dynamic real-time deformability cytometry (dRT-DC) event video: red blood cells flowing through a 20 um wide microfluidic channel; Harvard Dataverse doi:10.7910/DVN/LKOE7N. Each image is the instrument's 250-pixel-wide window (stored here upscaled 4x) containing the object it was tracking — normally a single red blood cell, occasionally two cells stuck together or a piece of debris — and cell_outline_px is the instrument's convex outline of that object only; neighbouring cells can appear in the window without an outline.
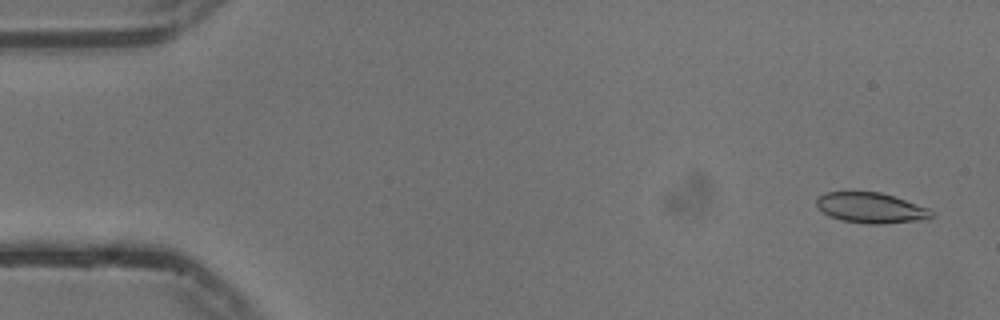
{"species": "common noctule bat (a hibernating species)", "species_latin": "Nyctalus noctula", "temperature_condition": "cold", "stored_images_in_passage": 55, "camera_frame_rate_fps": 3000, "um_per_image_px": 0.085, "animal": {"sex": "male", "body_mass_g": 13.3}, "frame": {"image": 1, "passage_image": 3, "time_ms": 0.667, "image_size_px": [1000, 320], "cell_outline_px": [[932, 216], [928, 220], [884, 224], [868, 224], [840, 220], [828, 216], [816, 204], [816, 200], [824, 192], [880, 192], [928, 208], [932, 212]], "centroid_in_image_um": [74.03, 17.69], "position_along_channel_um": 11.0, "area_um2": 20.35}}
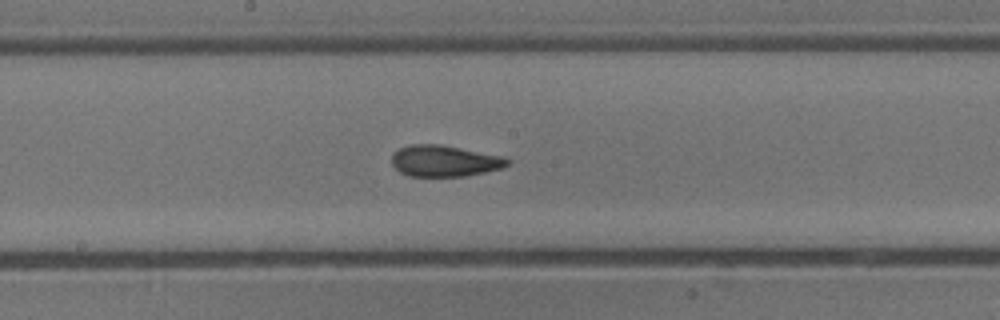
{"frame": {"image": 2, "passage_image": 29, "time_ms": 9.333, "image_size_px": [1000, 320], "cell_outline_px": [[512, 160], [504, 168], [464, 176], [408, 176], [400, 172], [392, 164], [392, 152], [400, 148], [412, 144], [440, 144], [508, 156]], "centroid_in_image_um": [37.84, 13.67], "position_along_channel_um": 210.4, "area_um2": 21.44}}
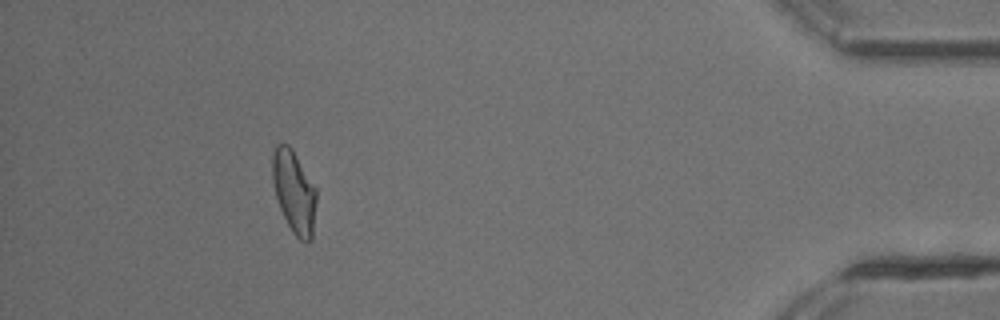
{"frame": {"image": 3, "passage_image": 50, "time_ms": 16.333, "image_size_px": [1000, 320], "cell_outline_px": [[316, 204], [312, 240], [308, 244], [300, 240], [292, 232], [280, 208], [276, 196], [272, 180], [272, 156], [276, 144], [288, 144], [292, 148], [316, 188]], "centroid_in_image_um": [25.0, 16.32], "position_along_channel_um": 410.2, "area_um2": 21.21}, "authors_computed_cell_mechanics": {"area_um2": 21.1548, "velocity_mm_per_s": 3.7413, "shape_relaxation_time_tau1_ms": 5.5659, "shape_relaxation_time_tau2_ms": 2.4839, "deformation_change_tau1": 0.1554, "deformation_change_tau2": 0.0726}}